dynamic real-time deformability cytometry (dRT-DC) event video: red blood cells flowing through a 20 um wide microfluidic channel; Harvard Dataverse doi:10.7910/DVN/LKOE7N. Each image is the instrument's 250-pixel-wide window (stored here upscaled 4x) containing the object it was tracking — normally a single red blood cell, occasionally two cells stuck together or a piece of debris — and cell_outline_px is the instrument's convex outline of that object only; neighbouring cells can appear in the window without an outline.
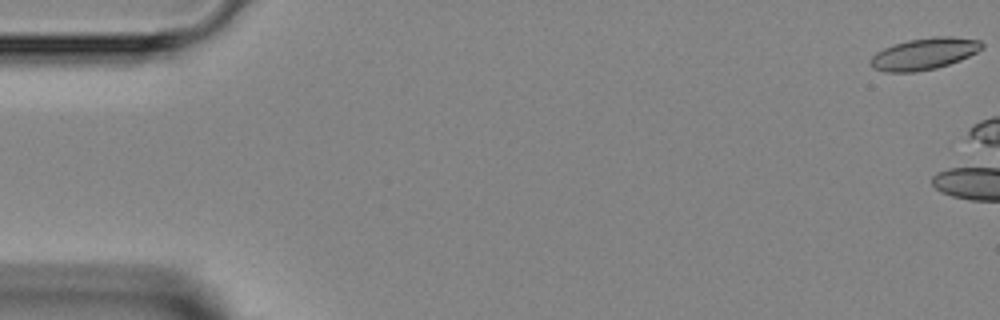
{"species": "Egyptian fruit bat (a non-hibernating species)", "species_latin": "Rousettus aegyptiacus", "temperature_condition": "room temperature", "stored_images_in_passage": 3, "camera_frame_rate_fps": 3000, "um_per_image_px": 0.085, "animal": {"sex": "female"}, "frame": {"image": 1, "passage_image": 1, "time_ms": 0.0, "image_size_px": [1000, 320], "cell_outline_px": [[984, 48], [960, 60], [936, 68], [916, 72], [884, 72], [872, 68], [868, 64], [868, 60], [876, 52], [892, 44], [908, 40], [932, 36], [952, 36], [980, 40], [984, 44]], "centroid_in_image_um": [78.52, 4.57], "position_along_channel_um": 6.5, "area_um2": 20.87}}